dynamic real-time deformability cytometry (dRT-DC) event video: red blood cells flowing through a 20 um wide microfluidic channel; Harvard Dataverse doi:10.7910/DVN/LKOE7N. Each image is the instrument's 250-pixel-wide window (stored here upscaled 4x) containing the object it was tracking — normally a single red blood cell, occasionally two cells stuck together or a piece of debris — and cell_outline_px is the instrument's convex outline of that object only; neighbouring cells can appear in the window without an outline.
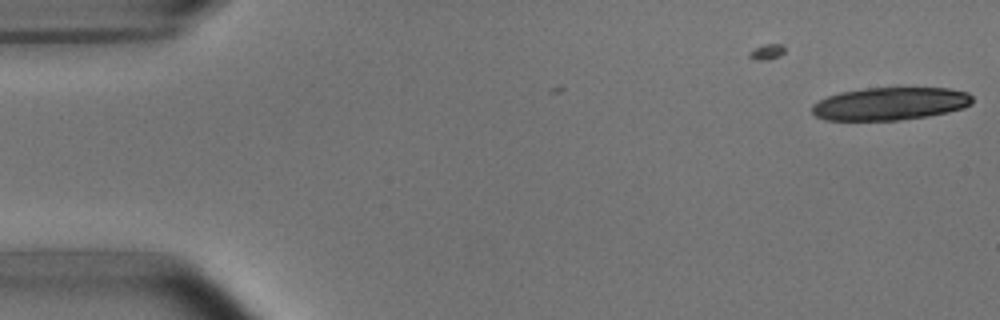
{"species": "common noctule bat (a hibernating species)", "species_latin": "Nyctalus noctula", "temperature_condition": "room temperature", "stored_images_in_passage": 2, "camera_frame_rate_fps": 3000, "um_per_image_px": 0.085, "animal": {"sex": "male", "body_mass_g": 15.6}, "frame": {"image": 1, "passage_image": 2, "time_ms": 1.333, "image_size_px": [1000, 320], "cell_outline_px": [[972, 104], [964, 108], [948, 112], [928, 116], [900, 120], [824, 120], [816, 116], [812, 112], [812, 104], [828, 96], [840, 92], [864, 88], [948, 88], [968, 92], [972, 96]], "centroid_in_image_um": [75.67, 8.81], "position_along_channel_um": 9.3, "area_um2": 30.75}}